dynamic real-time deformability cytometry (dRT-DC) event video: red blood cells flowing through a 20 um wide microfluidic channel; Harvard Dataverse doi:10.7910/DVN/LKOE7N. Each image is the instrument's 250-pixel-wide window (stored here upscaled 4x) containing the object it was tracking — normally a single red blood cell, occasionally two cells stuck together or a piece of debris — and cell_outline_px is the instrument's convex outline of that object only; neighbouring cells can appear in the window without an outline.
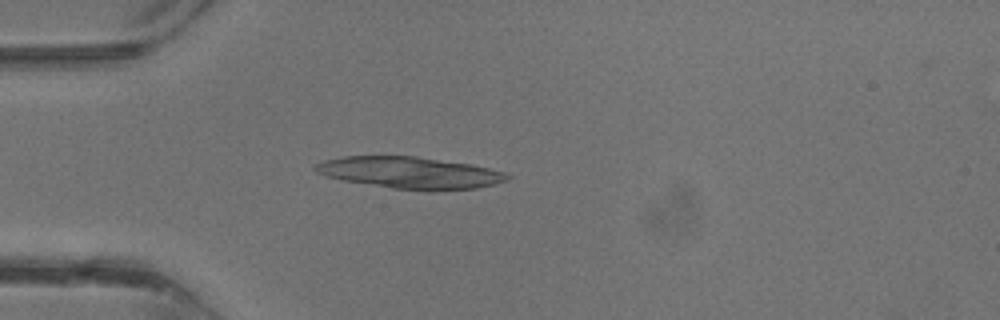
{"species": "common noctule bat (a hibernating species)", "species_latin": "Nyctalus noctula", "temperature_condition": "warm", "stored_images_in_passage": 16, "camera_frame_rate_fps": 3000, "um_per_image_px": 0.085, "animal": {"sex": "male", "body_mass_g": 13.3}, "frame": {"image": 1, "passage_image": 10, "time_ms": 3.0, "image_size_px": [1000, 320], "cell_outline_px": [[512, 176], [508, 180], [496, 184], [476, 188], [432, 192], [392, 188], [344, 180], [328, 176], [316, 172], [312, 168], [316, 164], [324, 160], [344, 156], [416, 156], [468, 164], [488, 168], [504, 172]], "centroid_in_image_um": [34.88, 14.69], "position_along_channel_um": 50.1, "area_um2": 35.55}}